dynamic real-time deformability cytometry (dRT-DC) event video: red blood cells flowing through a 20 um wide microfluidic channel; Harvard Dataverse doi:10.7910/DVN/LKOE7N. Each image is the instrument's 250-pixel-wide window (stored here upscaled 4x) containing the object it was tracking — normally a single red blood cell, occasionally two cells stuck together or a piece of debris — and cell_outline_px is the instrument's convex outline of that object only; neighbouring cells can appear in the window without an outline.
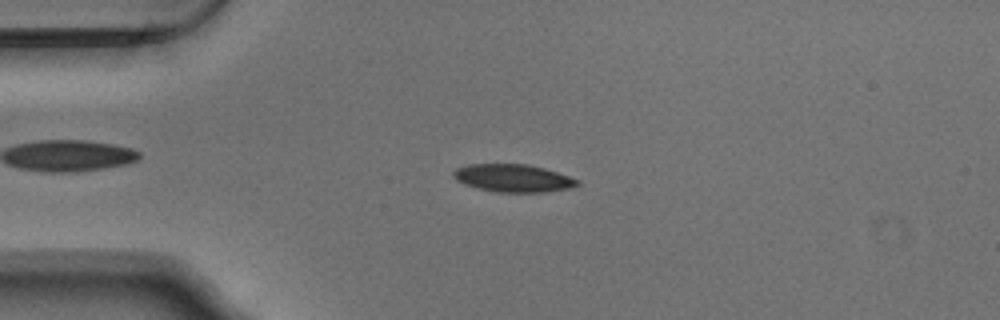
{"species": "Egyptian fruit bat (a non-hibernating species)", "species_latin": "Rousettus aegyptiacus", "temperature_condition": "warm", "stored_images_in_passage": 53, "camera_frame_rate_fps": 3000, "um_per_image_px": 0.085, "animal": {"sex": "male"}, "frame": {"image": 1, "passage_image": 12, "time_ms": 3.667, "image_size_px": [1000, 320], "cell_outline_px": [[580, 184], [572, 188], [544, 192], [496, 192], [464, 184], [456, 180], [452, 176], [452, 172], [456, 168], [468, 164], [528, 164], [544, 168], [580, 180]], "centroid_in_image_um": [43.62, 15.14], "position_along_channel_um": 41.4, "area_um2": 20.06}}
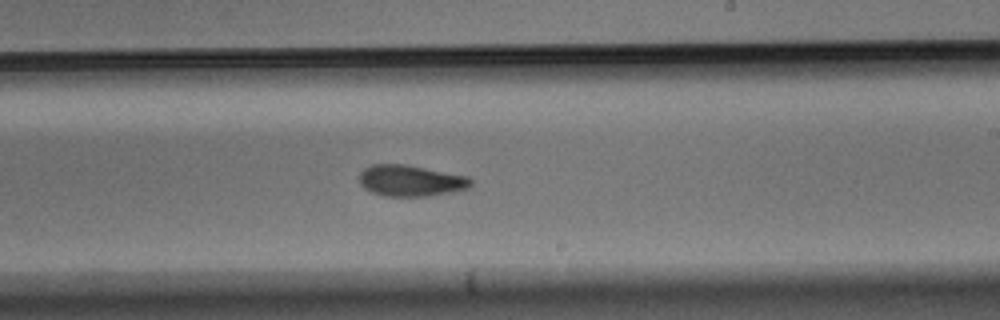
{"frame": {"image": 2, "passage_image": 31, "time_ms": 10.0, "image_size_px": [1000, 320], "cell_outline_px": [[472, 184], [468, 188], [452, 192], [428, 196], [384, 196], [372, 192], [364, 188], [360, 184], [360, 172], [364, 168], [372, 164], [404, 164], [468, 176], [472, 180]], "centroid_in_image_um": [34.9, 15.36], "position_along_channel_um": 254.1, "area_um2": 20.29}}
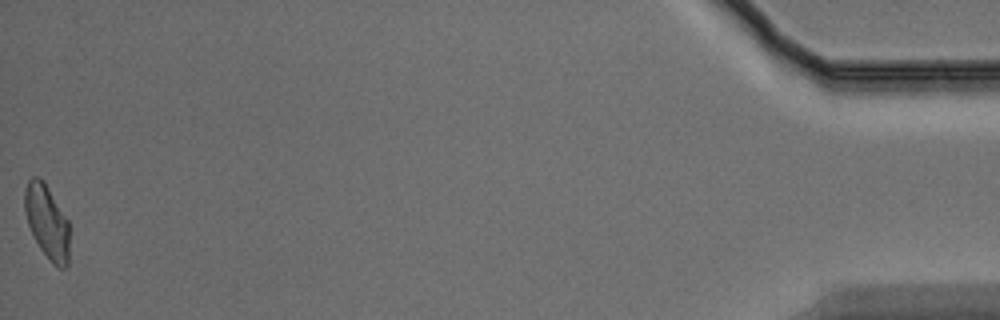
{"frame": {"image": 3, "passage_image": 53, "time_ms": 17.333, "image_size_px": [1000, 320], "cell_outline_px": [[68, 264], [64, 268], [60, 268], [40, 248], [28, 224], [24, 212], [24, 192], [28, 180], [32, 176], [36, 176], [44, 180], [68, 220]], "centroid_in_image_um": [3.97, 18.77], "position_along_channel_um": 431.2, "area_um2": 18.9}, "authors_computed_cell_mechanics": {"area_um2": 20.2878, "velocity_mm_per_s": 3.7319, "shape_relaxation_time_tau1_ms": 5.4984, "shape_relaxation_time_tau2_ms": 6.8857, "deformation_change_tau1": 0.1372, "deformation_change_tau2": 0.1294}}